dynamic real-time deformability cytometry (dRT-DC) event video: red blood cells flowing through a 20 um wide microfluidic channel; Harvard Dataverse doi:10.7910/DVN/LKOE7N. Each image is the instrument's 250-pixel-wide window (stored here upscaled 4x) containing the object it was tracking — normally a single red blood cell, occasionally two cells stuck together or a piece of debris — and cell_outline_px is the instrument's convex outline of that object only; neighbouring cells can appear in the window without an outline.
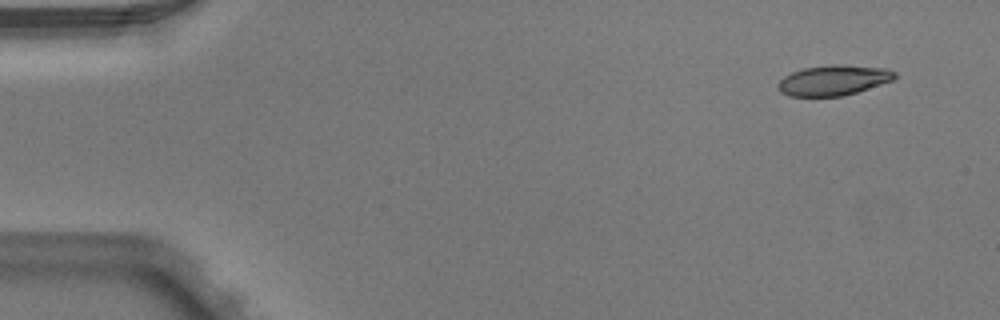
{"species": "Egyptian fruit bat (a non-hibernating species)", "species_latin": "Rousettus aegyptiacus", "temperature_condition": "warm", "stored_images_in_passage": 4, "camera_frame_rate_fps": 3000, "um_per_image_px": 0.085, "animal": {"sex": "male"}, "frame": {"image": 1, "passage_image": 1, "time_ms": 0.0, "image_size_px": [1000, 320], "cell_outline_px": [[896, 76], [892, 80], [856, 92], [840, 96], [788, 96], [780, 92], [776, 88], [776, 84], [784, 76], [792, 72], [804, 68], [832, 64], [840, 64], [888, 68], [896, 72]], "centroid_in_image_um": [70.81, 6.81], "position_along_channel_um": 14.2, "area_um2": 20.63}}
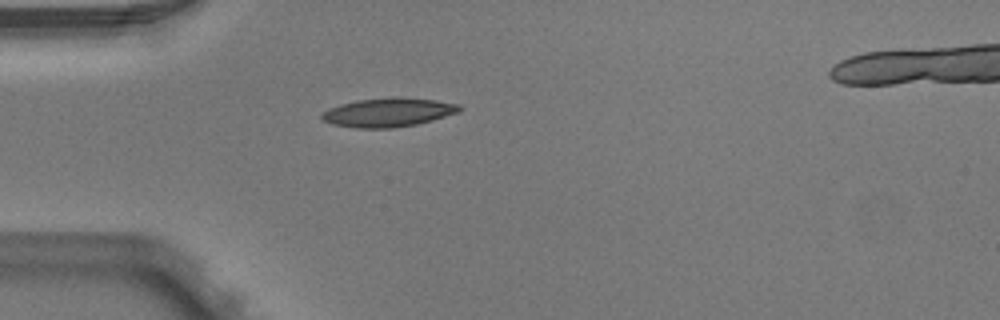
{"frame": {"image": 2, "passage_image": 4, "time_ms": 1.0, "image_size_px": [1000, 320], "cell_outline_px": [[464, 108], [460, 112], [432, 120], [416, 124], [392, 128], [356, 128], [332, 124], [324, 120], [320, 116], [328, 108], [340, 104], [356, 100], [392, 96], [400, 96], [436, 100], [460, 104]], "centroid_in_image_um": [33.04, 9.53], "position_along_channel_um": 52.0, "area_um2": 23.47}}